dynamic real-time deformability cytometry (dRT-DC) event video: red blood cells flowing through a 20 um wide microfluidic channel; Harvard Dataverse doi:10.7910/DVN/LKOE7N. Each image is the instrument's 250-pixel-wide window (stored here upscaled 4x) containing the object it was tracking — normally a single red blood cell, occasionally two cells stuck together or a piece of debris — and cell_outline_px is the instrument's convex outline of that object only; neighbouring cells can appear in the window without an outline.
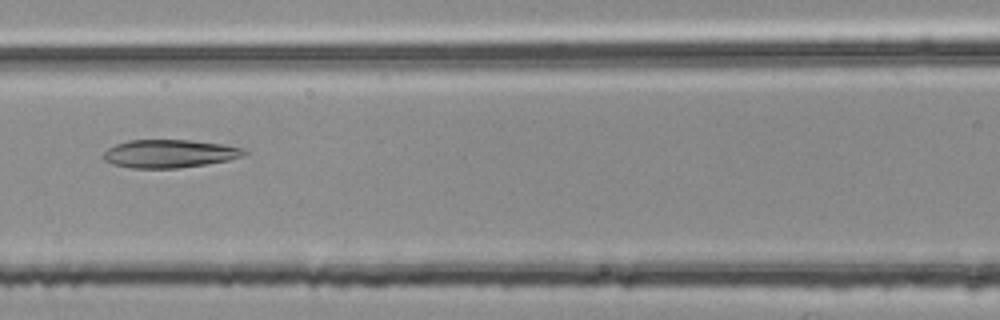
{"species": "common noctule bat (a hibernating species)", "species_latin": "Nyctalus noctula", "temperature_condition": "room temperature", "stored_images_in_passage": 45, "camera_frame_rate_fps": 3000, "um_per_image_px": 0.085, "animal": {"sex": "female", "body_mass_g": 25.1}, "frame": {"image": 1, "passage_image": 22, "time_ms": 7.0, "image_size_px": [1000, 320], "cell_outline_px": [[248, 152], [244, 156], [228, 160], [204, 164], [176, 168], [132, 168], [112, 164], [104, 160], [100, 156], [108, 148], [116, 144], [128, 140], [192, 140], [224, 144], [240, 148]], "centroid_in_image_um": [14.37, 13.05], "position_along_channel_um": 152.2, "area_um2": 23.06}}
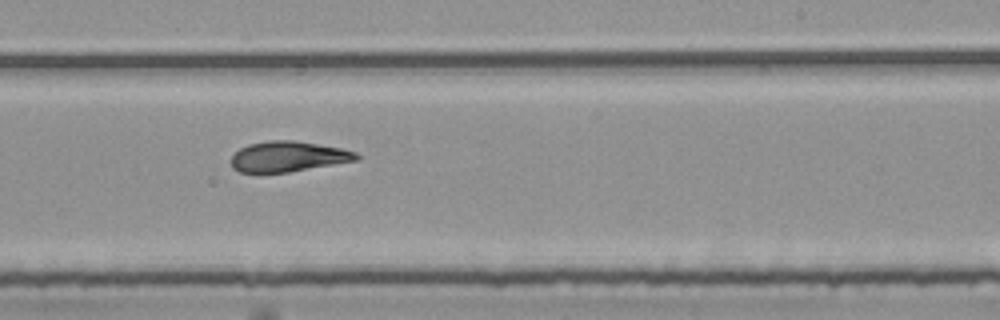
{"frame": {"image": 2, "passage_image": 31, "time_ms": 10.0, "image_size_px": [1000, 320], "cell_outline_px": [[360, 156], [356, 160], [288, 172], [240, 172], [232, 168], [232, 156], [240, 148], [248, 144], [268, 140], [292, 140], [340, 148], [356, 152]], "centroid_in_image_um": [24.46, 13.3], "position_along_channel_um": 264.5, "area_um2": 21.85}}
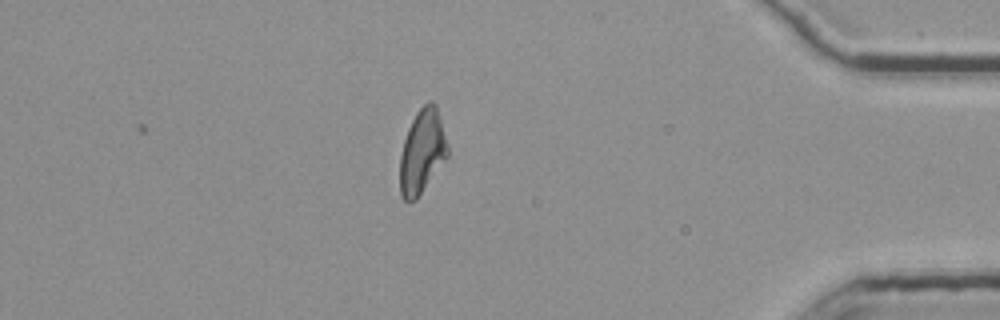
{"frame": {"image": 3, "passage_image": 45, "time_ms": 14.667, "image_size_px": [1000, 320], "cell_outline_px": [[448, 156], [416, 200], [408, 204], [404, 200], [400, 192], [400, 156], [404, 140], [408, 128], [416, 112], [428, 100], [432, 100], [436, 104], [448, 144]], "centroid_in_image_um": [35.88, 12.89], "position_along_channel_um": 399.3, "area_um2": 23.47}, "authors_computed_cell_mechanics": {"area_um2": 23.4668, "velocity_mm_per_s": 3.7601, "shape_relaxation_time_tau1_ms": null, "shape_relaxation_time_tau2_ms": 3.7332, "deformation_change_tau1": null, "deformation_change_tau2": 0.0986}}